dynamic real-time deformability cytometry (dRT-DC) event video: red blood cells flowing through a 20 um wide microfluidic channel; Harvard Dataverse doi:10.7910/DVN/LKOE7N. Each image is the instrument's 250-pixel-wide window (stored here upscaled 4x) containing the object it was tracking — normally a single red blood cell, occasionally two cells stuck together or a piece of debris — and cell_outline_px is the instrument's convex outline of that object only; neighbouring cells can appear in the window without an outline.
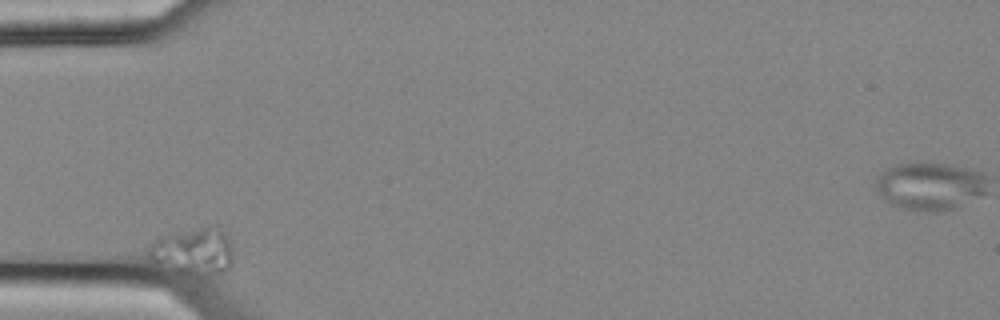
{"species": "common noctule bat (a hibernating species)", "species_latin": "Nyctalus noctula", "temperature_condition": "cold", "stored_images_in_passage": 2, "camera_frame_rate_fps": 3000, "um_per_image_px": 0.085, "animal": {"sex": "female", "body_mass_g": 25.1}, "frame": {"image": 1, "passage_image": 1, "time_ms": 0.0, "image_size_px": [1000, 320], "cell_outline_px": [[232, 248], [228, 268], [224, 272], [200, 280], [196, 280], [176, 276], [156, 264], [148, 256], [148, 252], [152, 244], [156, 240], [168, 232], [200, 228], [208, 228], [224, 232], [228, 236]], "centroid_in_image_um": [16.37, 21.5], "position_along_channel_um": 68.6, "area_um2": 24.1}}